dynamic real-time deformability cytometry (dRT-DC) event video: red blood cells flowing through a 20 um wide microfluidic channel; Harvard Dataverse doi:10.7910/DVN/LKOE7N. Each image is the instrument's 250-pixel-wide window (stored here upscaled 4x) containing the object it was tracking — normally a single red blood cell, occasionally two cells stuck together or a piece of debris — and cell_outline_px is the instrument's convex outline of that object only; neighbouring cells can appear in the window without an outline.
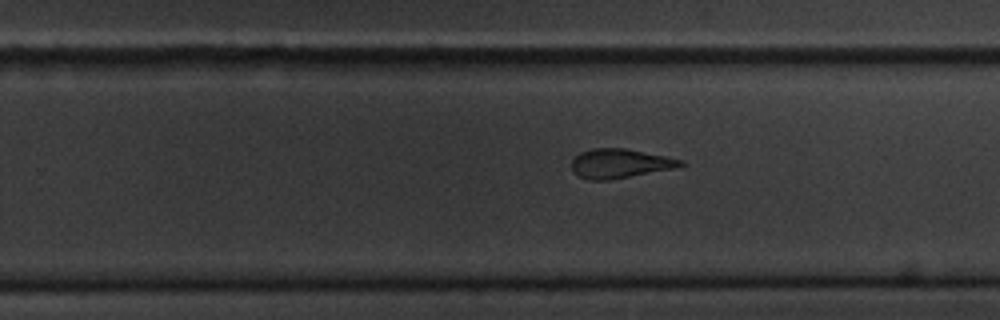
{"species": "common noctule bat (a hibernating species)", "species_latin": "Nyctalus noctula", "temperature_condition": "cold", "stored_images_in_passage": 11, "segment_of_instrument_passage": [2, 2], "camera_frame_rate_fps": 3000, "um_per_image_px": 0.085, "animal": {"sex": "male", "body_mass_g": 20.1, "forearm_length_mm": 53.5}, "frame": {"image": 1, "passage_image": 11, "time_ms": 12.333, "image_size_px": [1000, 320], "cell_outline_px": [[688, 164], [676, 168], [608, 180], [588, 180], [572, 172], [572, 160], [580, 152], [592, 148], [624, 148], [684, 160]], "centroid_in_image_um": [52.7, 13.9], "position_along_channel_um": 277.1, "area_um2": 18.55}}